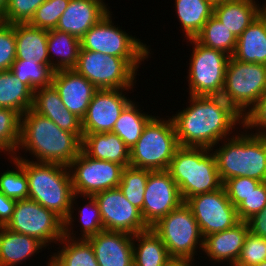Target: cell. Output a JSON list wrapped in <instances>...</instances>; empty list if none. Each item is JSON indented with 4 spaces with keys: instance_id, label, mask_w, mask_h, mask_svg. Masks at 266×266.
<instances>
[{
    "instance_id": "cell-1",
    "label": "cell",
    "mask_w": 266,
    "mask_h": 266,
    "mask_svg": "<svg viewBox=\"0 0 266 266\" xmlns=\"http://www.w3.org/2000/svg\"><path fill=\"white\" fill-rule=\"evenodd\" d=\"M189 98V106L171 117L179 146L217 148L242 126L243 117L221 95Z\"/></svg>"
},
{
    "instance_id": "cell-2",
    "label": "cell",
    "mask_w": 266,
    "mask_h": 266,
    "mask_svg": "<svg viewBox=\"0 0 266 266\" xmlns=\"http://www.w3.org/2000/svg\"><path fill=\"white\" fill-rule=\"evenodd\" d=\"M14 157L23 159L29 186L28 198L53 211L64 221V237L77 239L72 230L74 219L76 220L73 208L75 199L80 195L74 194L69 167L57 163L29 161L19 154Z\"/></svg>"
},
{
    "instance_id": "cell-3",
    "label": "cell",
    "mask_w": 266,
    "mask_h": 266,
    "mask_svg": "<svg viewBox=\"0 0 266 266\" xmlns=\"http://www.w3.org/2000/svg\"><path fill=\"white\" fill-rule=\"evenodd\" d=\"M20 149L29 151L36 158L34 162L69 166L82 150V139L29 109L21 115L20 141L15 155Z\"/></svg>"
},
{
    "instance_id": "cell-4",
    "label": "cell",
    "mask_w": 266,
    "mask_h": 266,
    "mask_svg": "<svg viewBox=\"0 0 266 266\" xmlns=\"http://www.w3.org/2000/svg\"><path fill=\"white\" fill-rule=\"evenodd\" d=\"M245 132V133H244ZM242 131L224 139L213 151L221 182L233 177L266 181V137Z\"/></svg>"
},
{
    "instance_id": "cell-5",
    "label": "cell",
    "mask_w": 266,
    "mask_h": 266,
    "mask_svg": "<svg viewBox=\"0 0 266 266\" xmlns=\"http://www.w3.org/2000/svg\"><path fill=\"white\" fill-rule=\"evenodd\" d=\"M167 171L179 187L184 202L223 185L214 155L208 148L179 146Z\"/></svg>"
},
{
    "instance_id": "cell-6",
    "label": "cell",
    "mask_w": 266,
    "mask_h": 266,
    "mask_svg": "<svg viewBox=\"0 0 266 266\" xmlns=\"http://www.w3.org/2000/svg\"><path fill=\"white\" fill-rule=\"evenodd\" d=\"M178 147L172 119L153 116L130 149V166L152 171L167 170Z\"/></svg>"
},
{
    "instance_id": "cell-7",
    "label": "cell",
    "mask_w": 266,
    "mask_h": 266,
    "mask_svg": "<svg viewBox=\"0 0 266 266\" xmlns=\"http://www.w3.org/2000/svg\"><path fill=\"white\" fill-rule=\"evenodd\" d=\"M109 12L80 39L81 48L124 58L136 71L149 58V46L116 27Z\"/></svg>"
},
{
    "instance_id": "cell-8",
    "label": "cell",
    "mask_w": 266,
    "mask_h": 266,
    "mask_svg": "<svg viewBox=\"0 0 266 266\" xmlns=\"http://www.w3.org/2000/svg\"><path fill=\"white\" fill-rule=\"evenodd\" d=\"M266 91V65L229 58L221 96L243 117ZM248 109V110H247Z\"/></svg>"
},
{
    "instance_id": "cell-9",
    "label": "cell",
    "mask_w": 266,
    "mask_h": 266,
    "mask_svg": "<svg viewBox=\"0 0 266 266\" xmlns=\"http://www.w3.org/2000/svg\"><path fill=\"white\" fill-rule=\"evenodd\" d=\"M150 228L160 237L170 257L194 258L196 250H203L204 237L185 202Z\"/></svg>"
},
{
    "instance_id": "cell-10",
    "label": "cell",
    "mask_w": 266,
    "mask_h": 266,
    "mask_svg": "<svg viewBox=\"0 0 266 266\" xmlns=\"http://www.w3.org/2000/svg\"><path fill=\"white\" fill-rule=\"evenodd\" d=\"M193 46L190 57L188 83L189 95L219 96L225 83V71L230 58L226 53L208 48L195 38L187 39Z\"/></svg>"
},
{
    "instance_id": "cell-11",
    "label": "cell",
    "mask_w": 266,
    "mask_h": 266,
    "mask_svg": "<svg viewBox=\"0 0 266 266\" xmlns=\"http://www.w3.org/2000/svg\"><path fill=\"white\" fill-rule=\"evenodd\" d=\"M74 70L98 90H131L136 84L137 71L124 58L100 52L81 48Z\"/></svg>"
},
{
    "instance_id": "cell-12",
    "label": "cell",
    "mask_w": 266,
    "mask_h": 266,
    "mask_svg": "<svg viewBox=\"0 0 266 266\" xmlns=\"http://www.w3.org/2000/svg\"><path fill=\"white\" fill-rule=\"evenodd\" d=\"M5 227L34 237L46 247L51 243H59L64 237V221L53 211L29 198L17 200L13 216Z\"/></svg>"
},
{
    "instance_id": "cell-13",
    "label": "cell",
    "mask_w": 266,
    "mask_h": 266,
    "mask_svg": "<svg viewBox=\"0 0 266 266\" xmlns=\"http://www.w3.org/2000/svg\"><path fill=\"white\" fill-rule=\"evenodd\" d=\"M68 167L74 194L80 196L117 188L124 169L123 165L91 158L83 150Z\"/></svg>"
},
{
    "instance_id": "cell-14",
    "label": "cell",
    "mask_w": 266,
    "mask_h": 266,
    "mask_svg": "<svg viewBox=\"0 0 266 266\" xmlns=\"http://www.w3.org/2000/svg\"><path fill=\"white\" fill-rule=\"evenodd\" d=\"M185 203L191 208L204 238L227 230L240 221L236 207L223 186L216 191L190 197Z\"/></svg>"
},
{
    "instance_id": "cell-15",
    "label": "cell",
    "mask_w": 266,
    "mask_h": 266,
    "mask_svg": "<svg viewBox=\"0 0 266 266\" xmlns=\"http://www.w3.org/2000/svg\"><path fill=\"white\" fill-rule=\"evenodd\" d=\"M93 196L98 203L105 231L135 235L150 228L143 220L141 211L126 199L119 187Z\"/></svg>"
},
{
    "instance_id": "cell-16",
    "label": "cell",
    "mask_w": 266,
    "mask_h": 266,
    "mask_svg": "<svg viewBox=\"0 0 266 266\" xmlns=\"http://www.w3.org/2000/svg\"><path fill=\"white\" fill-rule=\"evenodd\" d=\"M183 202L179 187L167 170L150 172L141 211L143 220L149 227Z\"/></svg>"
},
{
    "instance_id": "cell-17",
    "label": "cell",
    "mask_w": 266,
    "mask_h": 266,
    "mask_svg": "<svg viewBox=\"0 0 266 266\" xmlns=\"http://www.w3.org/2000/svg\"><path fill=\"white\" fill-rule=\"evenodd\" d=\"M125 89L97 90L82 119L83 133L112 132L123 109L132 101Z\"/></svg>"
},
{
    "instance_id": "cell-18",
    "label": "cell",
    "mask_w": 266,
    "mask_h": 266,
    "mask_svg": "<svg viewBox=\"0 0 266 266\" xmlns=\"http://www.w3.org/2000/svg\"><path fill=\"white\" fill-rule=\"evenodd\" d=\"M52 85L58 91L65 108L81 120L98 90L74 69L54 71Z\"/></svg>"
},
{
    "instance_id": "cell-19",
    "label": "cell",
    "mask_w": 266,
    "mask_h": 266,
    "mask_svg": "<svg viewBox=\"0 0 266 266\" xmlns=\"http://www.w3.org/2000/svg\"><path fill=\"white\" fill-rule=\"evenodd\" d=\"M104 0H70L60 16L56 30L69 33L79 39L110 11Z\"/></svg>"
},
{
    "instance_id": "cell-20",
    "label": "cell",
    "mask_w": 266,
    "mask_h": 266,
    "mask_svg": "<svg viewBox=\"0 0 266 266\" xmlns=\"http://www.w3.org/2000/svg\"><path fill=\"white\" fill-rule=\"evenodd\" d=\"M87 240L94 249L99 266H134L133 235L104 230Z\"/></svg>"
},
{
    "instance_id": "cell-21",
    "label": "cell",
    "mask_w": 266,
    "mask_h": 266,
    "mask_svg": "<svg viewBox=\"0 0 266 266\" xmlns=\"http://www.w3.org/2000/svg\"><path fill=\"white\" fill-rule=\"evenodd\" d=\"M248 232L247 222L239 221L227 230L206 236L201 252L206 253L209 261L214 260V263L227 261V265L234 266L240 256Z\"/></svg>"
},
{
    "instance_id": "cell-22",
    "label": "cell",
    "mask_w": 266,
    "mask_h": 266,
    "mask_svg": "<svg viewBox=\"0 0 266 266\" xmlns=\"http://www.w3.org/2000/svg\"><path fill=\"white\" fill-rule=\"evenodd\" d=\"M32 110L52 120L62 130L83 139L82 120L65 108L53 85L34 91Z\"/></svg>"
},
{
    "instance_id": "cell-23",
    "label": "cell",
    "mask_w": 266,
    "mask_h": 266,
    "mask_svg": "<svg viewBox=\"0 0 266 266\" xmlns=\"http://www.w3.org/2000/svg\"><path fill=\"white\" fill-rule=\"evenodd\" d=\"M82 150L91 158L130 166V149L115 133H83Z\"/></svg>"
},
{
    "instance_id": "cell-24",
    "label": "cell",
    "mask_w": 266,
    "mask_h": 266,
    "mask_svg": "<svg viewBox=\"0 0 266 266\" xmlns=\"http://www.w3.org/2000/svg\"><path fill=\"white\" fill-rule=\"evenodd\" d=\"M46 246L38 239L0 227V266L22 264ZM23 261V262H22Z\"/></svg>"
},
{
    "instance_id": "cell-25",
    "label": "cell",
    "mask_w": 266,
    "mask_h": 266,
    "mask_svg": "<svg viewBox=\"0 0 266 266\" xmlns=\"http://www.w3.org/2000/svg\"><path fill=\"white\" fill-rule=\"evenodd\" d=\"M255 0H229L214 4L213 15L237 38L258 17Z\"/></svg>"
},
{
    "instance_id": "cell-26",
    "label": "cell",
    "mask_w": 266,
    "mask_h": 266,
    "mask_svg": "<svg viewBox=\"0 0 266 266\" xmlns=\"http://www.w3.org/2000/svg\"><path fill=\"white\" fill-rule=\"evenodd\" d=\"M14 34L16 60L34 59L39 64H49L48 30L31 26L29 23H15Z\"/></svg>"
},
{
    "instance_id": "cell-27",
    "label": "cell",
    "mask_w": 266,
    "mask_h": 266,
    "mask_svg": "<svg viewBox=\"0 0 266 266\" xmlns=\"http://www.w3.org/2000/svg\"><path fill=\"white\" fill-rule=\"evenodd\" d=\"M47 47L49 65L54 71L75 68L81 49L79 38L66 32L50 29L48 30ZM53 57H56L57 60Z\"/></svg>"
},
{
    "instance_id": "cell-28",
    "label": "cell",
    "mask_w": 266,
    "mask_h": 266,
    "mask_svg": "<svg viewBox=\"0 0 266 266\" xmlns=\"http://www.w3.org/2000/svg\"><path fill=\"white\" fill-rule=\"evenodd\" d=\"M232 57L242 62L266 65V29L258 17L237 38Z\"/></svg>"
},
{
    "instance_id": "cell-29",
    "label": "cell",
    "mask_w": 266,
    "mask_h": 266,
    "mask_svg": "<svg viewBox=\"0 0 266 266\" xmlns=\"http://www.w3.org/2000/svg\"><path fill=\"white\" fill-rule=\"evenodd\" d=\"M213 0H175V13L186 39L195 38L214 13Z\"/></svg>"
},
{
    "instance_id": "cell-30",
    "label": "cell",
    "mask_w": 266,
    "mask_h": 266,
    "mask_svg": "<svg viewBox=\"0 0 266 266\" xmlns=\"http://www.w3.org/2000/svg\"><path fill=\"white\" fill-rule=\"evenodd\" d=\"M170 258L166 246L151 228L133 235L134 266H165Z\"/></svg>"
},
{
    "instance_id": "cell-31",
    "label": "cell",
    "mask_w": 266,
    "mask_h": 266,
    "mask_svg": "<svg viewBox=\"0 0 266 266\" xmlns=\"http://www.w3.org/2000/svg\"><path fill=\"white\" fill-rule=\"evenodd\" d=\"M34 92L10 70L0 71V108H10L20 115L32 109Z\"/></svg>"
},
{
    "instance_id": "cell-32",
    "label": "cell",
    "mask_w": 266,
    "mask_h": 266,
    "mask_svg": "<svg viewBox=\"0 0 266 266\" xmlns=\"http://www.w3.org/2000/svg\"><path fill=\"white\" fill-rule=\"evenodd\" d=\"M59 243L62 248L51 255V266H99L88 240L63 237Z\"/></svg>"
},
{
    "instance_id": "cell-33",
    "label": "cell",
    "mask_w": 266,
    "mask_h": 266,
    "mask_svg": "<svg viewBox=\"0 0 266 266\" xmlns=\"http://www.w3.org/2000/svg\"><path fill=\"white\" fill-rule=\"evenodd\" d=\"M131 101L115 122L112 133L117 134L131 149L141 137L142 131L154 115L142 113L143 110ZM141 110V111H140Z\"/></svg>"
},
{
    "instance_id": "cell-34",
    "label": "cell",
    "mask_w": 266,
    "mask_h": 266,
    "mask_svg": "<svg viewBox=\"0 0 266 266\" xmlns=\"http://www.w3.org/2000/svg\"><path fill=\"white\" fill-rule=\"evenodd\" d=\"M195 39L203 46L220 50L230 57L234 54L237 45V37L214 15L207 20Z\"/></svg>"
},
{
    "instance_id": "cell-35",
    "label": "cell",
    "mask_w": 266,
    "mask_h": 266,
    "mask_svg": "<svg viewBox=\"0 0 266 266\" xmlns=\"http://www.w3.org/2000/svg\"><path fill=\"white\" fill-rule=\"evenodd\" d=\"M10 71L33 92L52 85L54 70L49 64H39L34 59L15 60Z\"/></svg>"
},
{
    "instance_id": "cell-36",
    "label": "cell",
    "mask_w": 266,
    "mask_h": 266,
    "mask_svg": "<svg viewBox=\"0 0 266 266\" xmlns=\"http://www.w3.org/2000/svg\"><path fill=\"white\" fill-rule=\"evenodd\" d=\"M152 170L124 167L119 183V189L126 199L140 211L143 209L145 187L148 176Z\"/></svg>"
},
{
    "instance_id": "cell-37",
    "label": "cell",
    "mask_w": 266,
    "mask_h": 266,
    "mask_svg": "<svg viewBox=\"0 0 266 266\" xmlns=\"http://www.w3.org/2000/svg\"><path fill=\"white\" fill-rule=\"evenodd\" d=\"M21 115L10 108H0V152L14 157L20 141Z\"/></svg>"
},
{
    "instance_id": "cell-38",
    "label": "cell",
    "mask_w": 266,
    "mask_h": 266,
    "mask_svg": "<svg viewBox=\"0 0 266 266\" xmlns=\"http://www.w3.org/2000/svg\"><path fill=\"white\" fill-rule=\"evenodd\" d=\"M13 161L15 169L6 170L0 174V191L7 197L22 200L28 199V179L23 168V159L9 158Z\"/></svg>"
},
{
    "instance_id": "cell-39",
    "label": "cell",
    "mask_w": 266,
    "mask_h": 266,
    "mask_svg": "<svg viewBox=\"0 0 266 266\" xmlns=\"http://www.w3.org/2000/svg\"><path fill=\"white\" fill-rule=\"evenodd\" d=\"M70 0H46L35 12L29 24L40 29H55Z\"/></svg>"
},
{
    "instance_id": "cell-40",
    "label": "cell",
    "mask_w": 266,
    "mask_h": 266,
    "mask_svg": "<svg viewBox=\"0 0 266 266\" xmlns=\"http://www.w3.org/2000/svg\"><path fill=\"white\" fill-rule=\"evenodd\" d=\"M88 200L82 210L78 211L81 237L77 239L87 240L89 237L96 235L99 232L104 231L103 222L100 215V210L97 201L94 196H81Z\"/></svg>"
},
{
    "instance_id": "cell-41",
    "label": "cell",
    "mask_w": 266,
    "mask_h": 266,
    "mask_svg": "<svg viewBox=\"0 0 266 266\" xmlns=\"http://www.w3.org/2000/svg\"><path fill=\"white\" fill-rule=\"evenodd\" d=\"M263 261H266V239L249 231L234 266H253Z\"/></svg>"
},
{
    "instance_id": "cell-42",
    "label": "cell",
    "mask_w": 266,
    "mask_h": 266,
    "mask_svg": "<svg viewBox=\"0 0 266 266\" xmlns=\"http://www.w3.org/2000/svg\"><path fill=\"white\" fill-rule=\"evenodd\" d=\"M46 0H8L3 15L6 24L29 23Z\"/></svg>"
},
{
    "instance_id": "cell-43",
    "label": "cell",
    "mask_w": 266,
    "mask_h": 266,
    "mask_svg": "<svg viewBox=\"0 0 266 266\" xmlns=\"http://www.w3.org/2000/svg\"><path fill=\"white\" fill-rule=\"evenodd\" d=\"M265 207L266 181L261 182L258 187L246 197V200H243L236 206L237 216L240 221H247Z\"/></svg>"
},
{
    "instance_id": "cell-44",
    "label": "cell",
    "mask_w": 266,
    "mask_h": 266,
    "mask_svg": "<svg viewBox=\"0 0 266 266\" xmlns=\"http://www.w3.org/2000/svg\"><path fill=\"white\" fill-rule=\"evenodd\" d=\"M261 181L248 177H233L223 182V187L232 204L236 207L254 191Z\"/></svg>"
},
{
    "instance_id": "cell-45",
    "label": "cell",
    "mask_w": 266,
    "mask_h": 266,
    "mask_svg": "<svg viewBox=\"0 0 266 266\" xmlns=\"http://www.w3.org/2000/svg\"><path fill=\"white\" fill-rule=\"evenodd\" d=\"M16 60V39L14 24H4L0 28V71L11 69Z\"/></svg>"
},
{
    "instance_id": "cell-46",
    "label": "cell",
    "mask_w": 266,
    "mask_h": 266,
    "mask_svg": "<svg viewBox=\"0 0 266 266\" xmlns=\"http://www.w3.org/2000/svg\"><path fill=\"white\" fill-rule=\"evenodd\" d=\"M242 127L247 132L248 129L252 131L254 128L256 132L252 134L266 137V91L258 102L243 116Z\"/></svg>"
},
{
    "instance_id": "cell-47",
    "label": "cell",
    "mask_w": 266,
    "mask_h": 266,
    "mask_svg": "<svg viewBox=\"0 0 266 266\" xmlns=\"http://www.w3.org/2000/svg\"><path fill=\"white\" fill-rule=\"evenodd\" d=\"M246 222L251 233L266 239V207Z\"/></svg>"
},
{
    "instance_id": "cell-48",
    "label": "cell",
    "mask_w": 266,
    "mask_h": 266,
    "mask_svg": "<svg viewBox=\"0 0 266 266\" xmlns=\"http://www.w3.org/2000/svg\"><path fill=\"white\" fill-rule=\"evenodd\" d=\"M17 200L5 196L0 191V227L11 220Z\"/></svg>"
},
{
    "instance_id": "cell-49",
    "label": "cell",
    "mask_w": 266,
    "mask_h": 266,
    "mask_svg": "<svg viewBox=\"0 0 266 266\" xmlns=\"http://www.w3.org/2000/svg\"><path fill=\"white\" fill-rule=\"evenodd\" d=\"M194 261V258L171 257L165 266H192Z\"/></svg>"
},
{
    "instance_id": "cell-50",
    "label": "cell",
    "mask_w": 266,
    "mask_h": 266,
    "mask_svg": "<svg viewBox=\"0 0 266 266\" xmlns=\"http://www.w3.org/2000/svg\"><path fill=\"white\" fill-rule=\"evenodd\" d=\"M262 5H263L262 7L259 6L258 8V18L264 24L265 29H266V2Z\"/></svg>"
},
{
    "instance_id": "cell-51",
    "label": "cell",
    "mask_w": 266,
    "mask_h": 266,
    "mask_svg": "<svg viewBox=\"0 0 266 266\" xmlns=\"http://www.w3.org/2000/svg\"><path fill=\"white\" fill-rule=\"evenodd\" d=\"M8 0H0V16H3L6 11Z\"/></svg>"
},
{
    "instance_id": "cell-52",
    "label": "cell",
    "mask_w": 266,
    "mask_h": 266,
    "mask_svg": "<svg viewBox=\"0 0 266 266\" xmlns=\"http://www.w3.org/2000/svg\"><path fill=\"white\" fill-rule=\"evenodd\" d=\"M5 24L3 16H0V28Z\"/></svg>"
},
{
    "instance_id": "cell-53",
    "label": "cell",
    "mask_w": 266,
    "mask_h": 266,
    "mask_svg": "<svg viewBox=\"0 0 266 266\" xmlns=\"http://www.w3.org/2000/svg\"><path fill=\"white\" fill-rule=\"evenodd\" d=\"M253 266H266V261H263V262H261L259 264L253 265Z\"/></svg>"
},
{
    "instance_id": "cell-54",
    "label": "cell",
    "mask_w": 266,
    "mask_h": 266,
    "mask_svg": "<svg viewBox=\"0 0 266 266\" xmlns=\"http://www.w3.org/2000/svg\"><path fill=\"white\" fill-rule=\"evenodd\" d=\"M215 3L219 1H229V0H213Z\"/></svg>"
}]
</instances>
